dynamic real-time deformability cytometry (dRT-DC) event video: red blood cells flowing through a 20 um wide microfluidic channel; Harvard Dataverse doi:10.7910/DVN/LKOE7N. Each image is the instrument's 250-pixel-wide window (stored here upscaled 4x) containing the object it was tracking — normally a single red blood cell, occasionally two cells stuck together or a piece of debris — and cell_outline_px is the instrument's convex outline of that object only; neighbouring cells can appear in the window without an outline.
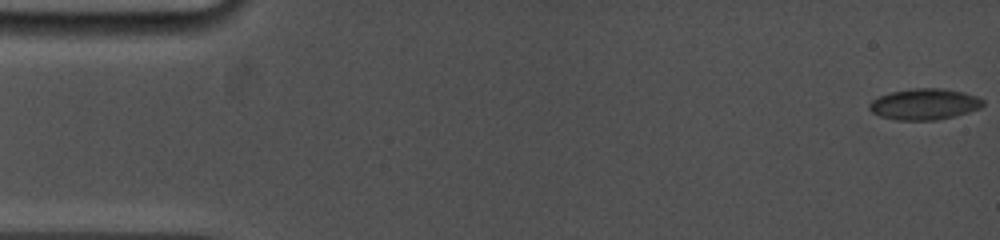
{"species": "common noctule bat (a hibernating species)", "species_latin": "Nyctalus noctula", "temperature_condition": "cold", "stored_images_in_passage": 55, "camera_frame_rate_fps": 5000, "um_per_image_px": 0.085, "animal": {"sex": "female", "body_mass_g": 19.0, "forearm_length_mm": 53.3}, "frame": {"image": 1, "passage_image": 1, "time_ms": 0.0, "image_size_px": [1000, 240], "cell_outline_px": [[984, 104], [980, 108], [956, 116], [936, 120], [896, 120], [880, 116], [872, 112], [868, 108], [868, 104], [872, 100], [880, 96], [892, 92], [912, 88], [940, 88], [964, 92], [976, 96], [984, 100]], "centroid_in_image_um": [78.58, 8.86], "position_along_channel_um": 6.4, "area_um2": 20.63}}
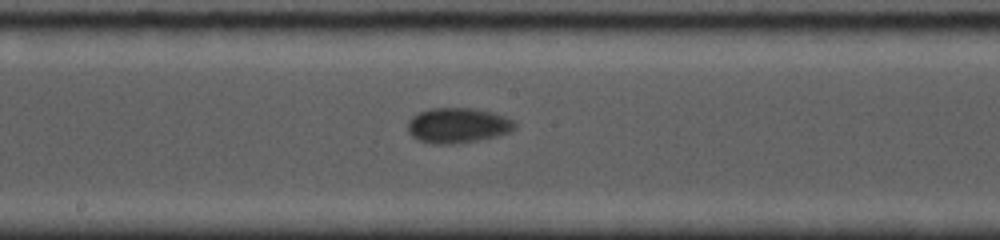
{"frame": {"image": 2, "passage_image": 32, "time_ms": 9.0, "image_size_px": [1000, 240], "cell_outline_px": [[516, 128], [508, 132], [496, 136], [476, 140], [452, 144], [436, 144], [420, 140], [412, 136], [408, 132], [408, 120], [412, 116], [420, 112], [432, 108], [476, 108], [492, 112], [504, 116], [512, 120], [516, 124]], "centroid_in_image_um": [38.9, 10.65], "position_along_channel_um": 209.3, "area_um2": 21.79}}
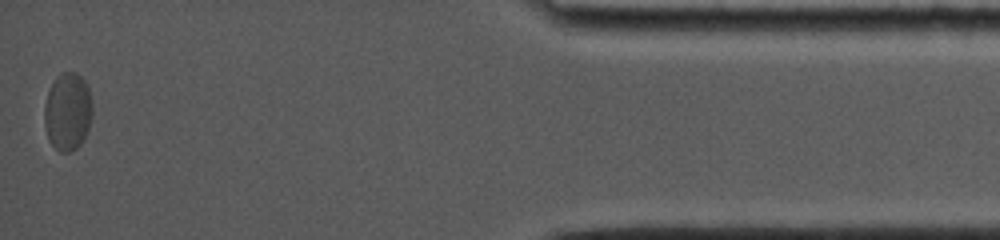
{"frame": {"image": 3, "passage_image": 55, "time_ms": 16.4, "image_size_px": [1000, 240], "cell_outline_px": [[92, 112], [88, 128], [80, 144], [76, 148], [68, 152], [60, 152], [48, 140], [44, 124], [44, 104], [48, 92], [56, 76], [60, 72], [76, 72], [88, 84], [92, 104]], "centroid_in_image_um": [5.74, 9.46], "position_along_channel_um": 429.5, "area_um2": 21.85}, "authors_computed_cell_mechanics": {"area_um2": 20.6346, "velocity_mm_per_s": 3.761, "shape_relaxation_time_tau1_ms": 5.4411, "shape_relaxation_time_tau2_ms": null, "deformation_change_tau1": 0.1405, "deformation_change_tau2": null}}